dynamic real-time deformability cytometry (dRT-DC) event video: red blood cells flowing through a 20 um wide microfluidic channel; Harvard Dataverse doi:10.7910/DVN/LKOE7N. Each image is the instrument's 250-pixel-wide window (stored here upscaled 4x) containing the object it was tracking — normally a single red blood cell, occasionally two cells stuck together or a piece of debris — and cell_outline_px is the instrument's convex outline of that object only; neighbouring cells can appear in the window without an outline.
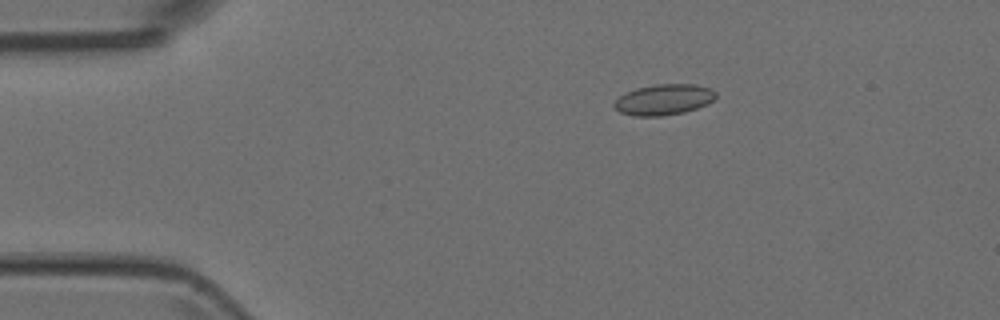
{"species": "Egyptian fruit bat (a non-hibernating species)", "species_latin": "Rousettus aegyptiacus", "temperature_condition": "room temperature", "stored_images_in_passage": 4, "camera_frame_rate_fps": 3000, "um_per_image_px": 0.085, "animal": {"sex": "female"}, "frame": {"image": 1, "passage_image": 3, "time_ms": 0.667, "image_size_px": [1000, 320], "cell_outline_px": [[716, 96], [708, 104], [684, 112], [660, 116], [632, 116], [620, 112], [612, 104], [620, 96], [636, 88], [656, 84], [696, 84], [712, 88], [716, 92]], "centroid_in_image_um": [56.44, 8.46], "position_along_channel_um": 28.6, "area_um2": 18.21}}